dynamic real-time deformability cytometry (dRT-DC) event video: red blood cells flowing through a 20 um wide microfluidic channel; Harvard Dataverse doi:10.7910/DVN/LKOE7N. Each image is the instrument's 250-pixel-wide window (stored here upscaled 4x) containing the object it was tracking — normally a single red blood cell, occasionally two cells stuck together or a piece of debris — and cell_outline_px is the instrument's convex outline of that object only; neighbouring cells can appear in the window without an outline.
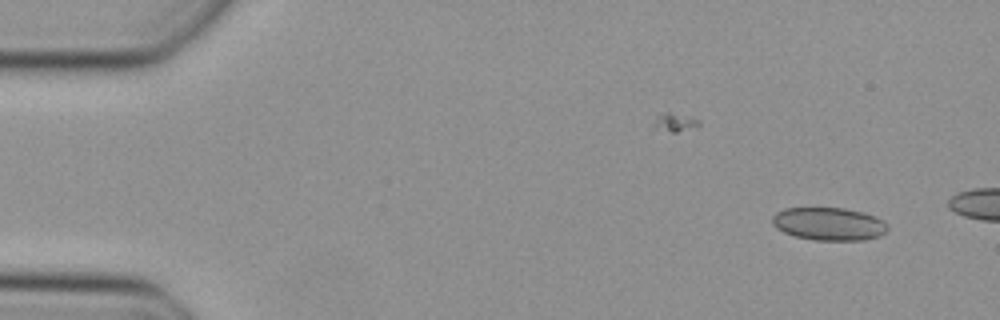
{"species": "Egyptian fruit bat (a non-hibernating species)", "species_latin": "Rousettus aegyptiacus", "temperature_condition": "cold", "stored_images_in_passage": 12, "camera_frame_rate_fps": 3000, "um_per_image_px": 0.085, "animal": {"sex": "female"}, "frame": {"image": 1, "passage_image": 3, "time_ms": 0.667, "image_size_px": [1000, 320], "cell_outline_px": [[888, 228], [880, 236], [864, 240], [816, 240], [796, 236], [784, 232], [776, 228], [772, 224], [772, 216], [776, 212], [784, 208], [844, 208], [864, 212], [876, 216], [888, 224]], "centroid_in_image_um": [70.46, 19.02], "position_along_channel_um": 14.5, "area_um2": 22.2}}